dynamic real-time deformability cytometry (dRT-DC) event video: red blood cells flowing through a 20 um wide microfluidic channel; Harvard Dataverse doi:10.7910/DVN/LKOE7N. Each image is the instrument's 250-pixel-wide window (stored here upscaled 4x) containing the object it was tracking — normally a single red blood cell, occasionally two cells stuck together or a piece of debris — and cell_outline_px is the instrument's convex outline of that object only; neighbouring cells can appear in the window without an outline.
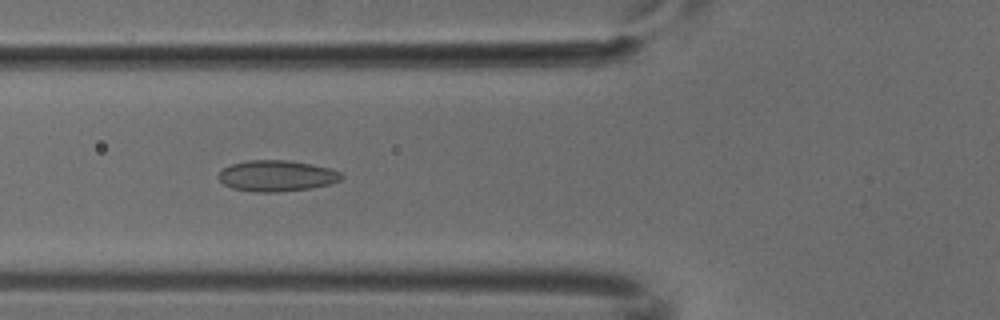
{"species": "common noctule bat (a hibernating species)", "species_latin": "Nyctalus noctula", "temperature_condition": "cold", "stored_images_in_passage": 5, "camera_frame_rate_fps": 3000, "um_per_image_px": 0.085, "animal": {"sex": "male", "body_mass_g": 18.8}, "frame": {"image": 1, "passage_image": 5, "time_ms": 1.333, "image_size_px": [1000, 320], "cell_outline_px": [[344, 176], [340, 180], [328, 184], [312, 188], [276, 192], [252, 192], [232, 188], [224, 184], [216, 176], [224, 168], [232, 164], [248, 160], [288, 160], [312, 164], [328, 168], [340, 172]], "centroid_in_image_um": [23.5, 14.95], "position_along_channel_um": 102.3, "area_um2": 22.2}}